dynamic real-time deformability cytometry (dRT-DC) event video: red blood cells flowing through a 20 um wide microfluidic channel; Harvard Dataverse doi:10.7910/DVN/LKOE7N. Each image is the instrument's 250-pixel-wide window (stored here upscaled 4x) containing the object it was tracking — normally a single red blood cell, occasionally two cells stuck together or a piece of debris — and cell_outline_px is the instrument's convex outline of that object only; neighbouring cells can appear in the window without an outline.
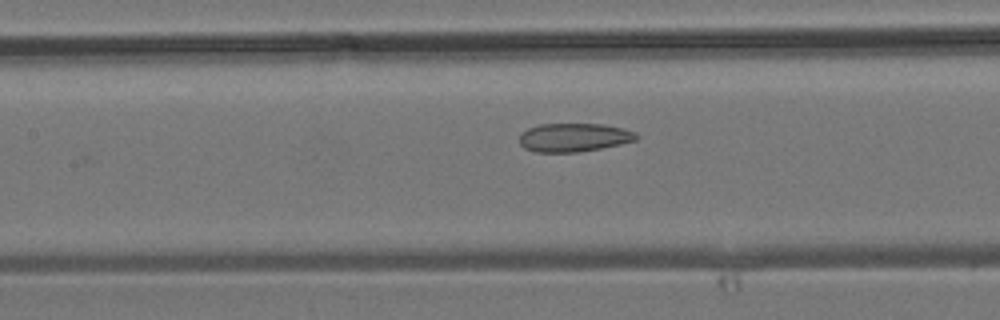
{"species": "common noctule bat (a hibernating species)", "species_latin": "Nyctalus noctula", "temperature_condition": "room temperature", "stored_images_in_passage": 4, "camera_frame_rate_fps": 3000, "um_per_image_px": 0.085, "animal": {"sex": "male", "body_mass_g": 19.2, "forearm_length_mm": 51.8}, "frame": {"image": 1, "passage_image": 4, "time_ms": 3.667, "image_size_px": [1000, 320], "cell_outline_px": [[640, 136], [636, 140], [620, 144], [600, 148], [576, 152], [536, 152], [524, 148], [520, 144], [520, 132], [528, 128], [540, 124], [604, 124], [624, 128], [636, 132]], "centroid_in_image_um": [48.79, 11.67], "position_along_channel_um": 158.6, "area_um2": 19.54}}